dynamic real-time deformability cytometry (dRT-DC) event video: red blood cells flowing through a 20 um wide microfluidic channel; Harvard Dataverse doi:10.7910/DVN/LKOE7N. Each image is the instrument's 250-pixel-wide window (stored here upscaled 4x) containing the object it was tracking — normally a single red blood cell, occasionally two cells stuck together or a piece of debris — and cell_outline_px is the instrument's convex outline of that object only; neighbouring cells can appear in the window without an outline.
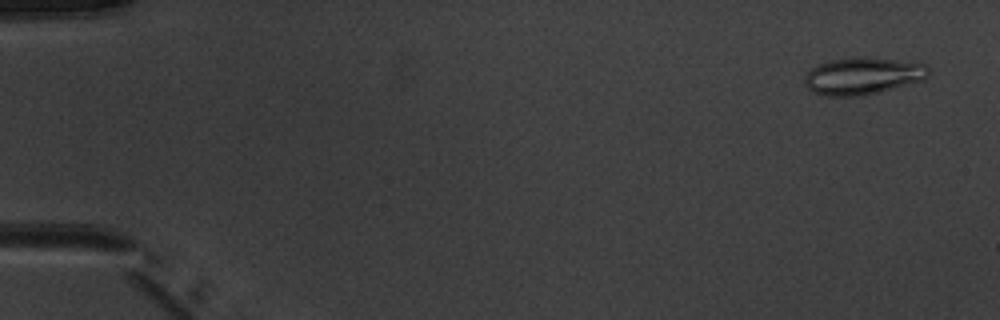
{"species": "common noctule bat (a hibernating species)", "species_latin": "Nyctalus noctula", "temperature_condition": "warm", "stored_images_in_passage": 5, "camera_frame_rate_fps": 3000, "um_per_image_px": 0.085, "animal": {"sex": "male", "body_mass_g": 20.1, "forearm_length_mm": 53.5}, "frame": {"image": 1, "passage_image": 1, "time_ms": 0.0, "image_size_px": [1000, 320], "cell_outline_px": [[932, 72], [924, 80], [864, 96], [828, 96], [812, 92], [804, 84], [804, 76], [816, 64], [832, 60], [852, 56], [864, 56], [924, 64]], "centroid_in_image_um": [73.31, 6.45], "position_along_channel_um": 11.7, "area_um2": 27.05}}
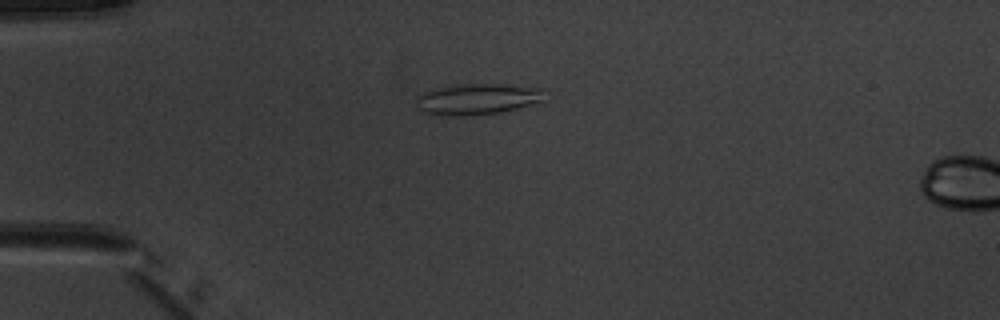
{"frame": {"image": 2, "passage_image": 4, "time_ms": 3.667, "image_size_px": [1000, 320], "cell_outline_px": [[544, 88], [540, 100], [536, 104], [500, 112], [464, 116], [436, 116], [420, 112], [416, 104], [416, 96], [428, 88], [464, 84], [500, 84]], "centroid_in_image_um": [40.46, 8.43], "position_along_channel_um": 44.5, "area_um2": 23.64}}